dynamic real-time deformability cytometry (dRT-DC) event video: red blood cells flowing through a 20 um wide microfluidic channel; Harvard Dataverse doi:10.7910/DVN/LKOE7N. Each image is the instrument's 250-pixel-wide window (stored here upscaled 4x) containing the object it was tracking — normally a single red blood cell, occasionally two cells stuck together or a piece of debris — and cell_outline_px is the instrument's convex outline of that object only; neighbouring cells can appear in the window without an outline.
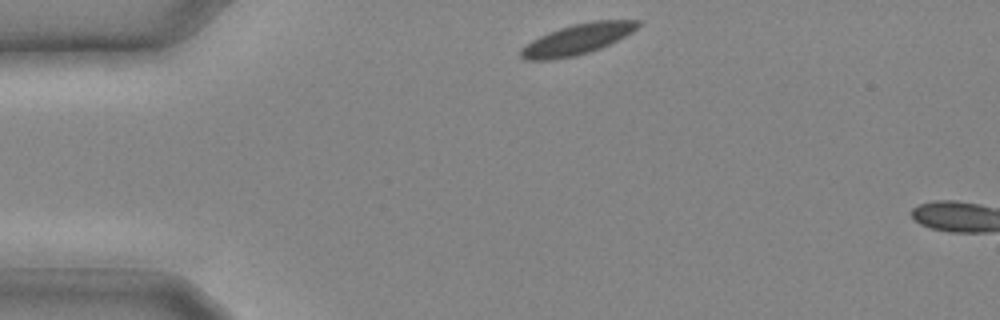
{"species": "common noctule bat (a hibernating species)", "species_latin": "Nyctalus noctula", "temperature_condition": "cold", "stored_images_in_passage": 9, "camera_frame_rate_fps": 3000, "um_per_image_px": 0.085, "animal": {"sex": "male", "body_mass_g": 20.4}, "frame": {"image": 1, "passage_image": 1, "time_ms": 0.0, "image_size_px": [1000, 320], "cell_outline_px": [[640, 24], [632, 32], [600, 48], [588, 52], [572, 56], [552, 60], [524, 60], [520, 56], [520, 48], [532, 40], [548, 32], [572, 24], [592, 20], [640, 20]], "centroid_in_image_um": [49.03, 3.33], "position_along_channel_um": 36.0, "area_um2": 20.69}}
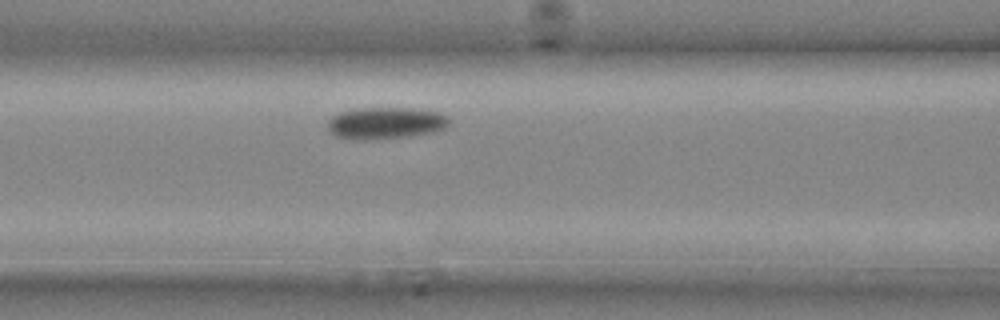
{"frame": {"image": 2, "passage_image": 7, "time_ms": 2.0, "image_size_px": [1000, 320], "cell_outline_px": [[448, 128], [432, 132], [408, 136], [368, 140], [352, 140], [332, 136], [328, 132], [328, 120], [332, 116], [340, 112], [356, 108], [416, 108], [440, 112], [448, 116]], "centroid_in_image_um": [32.74, 10.46], "position_along_channel_um": 133.9, "area_um2": 22.95}}
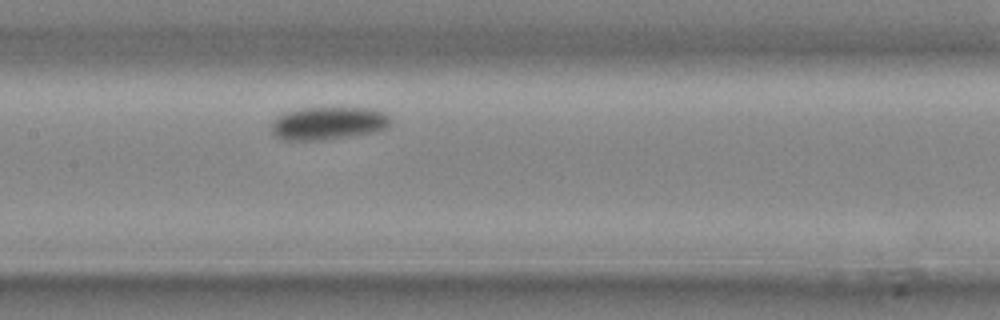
{"frame": {"image": 3, "passage_image": 9, "time_ms": 2.667, "image_size_px": [1000, 320], "cell_outline_px": [[392, 120], [384, 128], [372, 132], [352, 136], [324, 140], [284, 140], [276, 136], [272, 132], [272, 120], [276, 116], [284, 112], [300, 108], [372, 108], [388, 112]], "centroid_in_image_um": [27.9, 10.46], "position_along_channel_um": 179.5, "area_um2": 23.06}}